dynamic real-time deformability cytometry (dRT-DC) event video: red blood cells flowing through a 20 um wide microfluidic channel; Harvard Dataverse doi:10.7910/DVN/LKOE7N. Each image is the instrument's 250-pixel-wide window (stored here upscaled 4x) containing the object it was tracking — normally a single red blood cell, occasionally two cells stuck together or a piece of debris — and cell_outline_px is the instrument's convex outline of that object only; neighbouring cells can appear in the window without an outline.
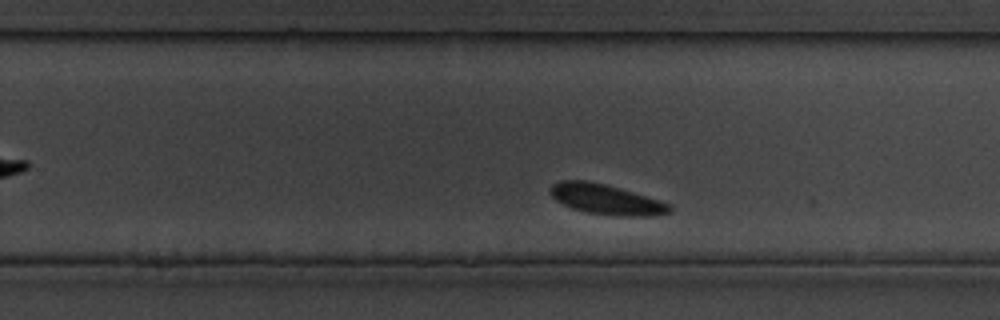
{"species": "common noctule bat (a hibernating species)", "species_latin": "Nyctalus noctula", "temperature_condition": "cold", "stored_images_in_passage": 28, "camera_frame_rate_fps": 3000, "um_per_image_px": 0.085, "animal": {"sex": "male", "body_mass_g": 19.5, "forearm_length_mm": 54.6}, "frame": {"image": 1, "passage_image": 16, "time_ms": 17.0, "image_size_px": [1000, 320], "cell_outline_px": [[672, 212], [652, 216], [612, 216], [584, 212], [572, 208], [556, 200], [548, 192], [548, 188], [552, 184], [560, 180], [588, 180], [604, 184], [660, 200], [672, 204]], "centroid_in_image_um": [51.51, 16.95], "position_along_channel_um": 278.3, "area_um2": 21.21}}
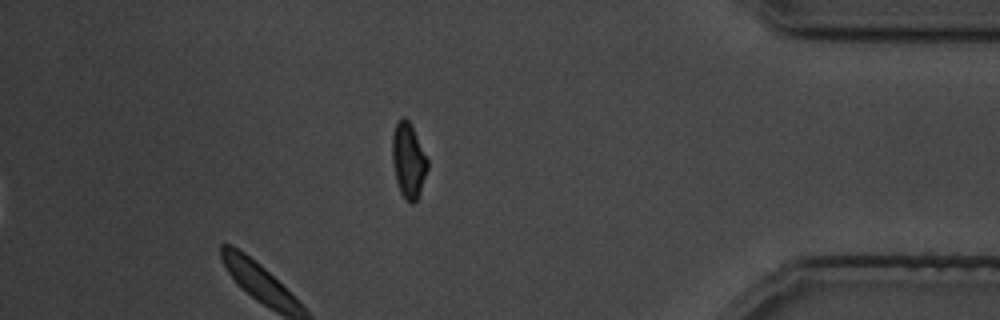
{"frame": {"image": 2, "passage_image": 28, "time_ms": 31.0, "image_size_px": [1000, 320], "cell_outline_px": [[428, 168], [420, 192], [416, 200], [412, 204], [408, 204], [400, 192], [396, 180], [392, 164], [392, 136], [396, 120], [404, 116], [408, 120], [428, 160]], "centroid_in_image_um": [34.69, 13.65], "position_along_channel_um": 400.5, "area_um2": 15.43}}